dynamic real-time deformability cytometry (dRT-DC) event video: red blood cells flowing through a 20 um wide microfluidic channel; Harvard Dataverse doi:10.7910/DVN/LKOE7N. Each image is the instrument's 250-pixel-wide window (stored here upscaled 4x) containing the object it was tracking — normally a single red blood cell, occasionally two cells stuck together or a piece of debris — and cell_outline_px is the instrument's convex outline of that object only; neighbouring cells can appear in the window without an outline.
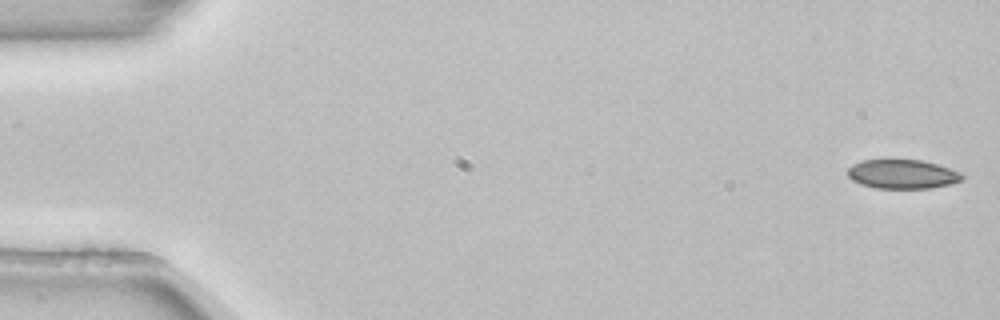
{"species": "common noctule bat (a hibernating species)", "species_latin": "Nyctalus noctula", "temperature_condition": "room temperature", "stored_images_in_passage": 4, "camera_frame_rate_fps": 3000, "um_per_image_px": 0.085, "animal": {"sex": "female", "body_mass_g": 22.7, "forearm_length_mm": 54.2}, "frame": {"image": 1, "passage_image": 1, "time_ms": 0.0, "image_size_px": [1000, 320], "cell_outline_px": [[964, 176], [960, 180], [952, 184], [928, 188], [876, 188], [860, 184], [852, 180], [848, 176], [848, 168], [852, 164], [864, 160], [884, 156], [892, 156], [920, 160], [936, 164], [960, 172]], "centroid_in_image_um": [76.63, 14.74], "position_along_channel_um": 8.4, "area_um2": 20.17}}
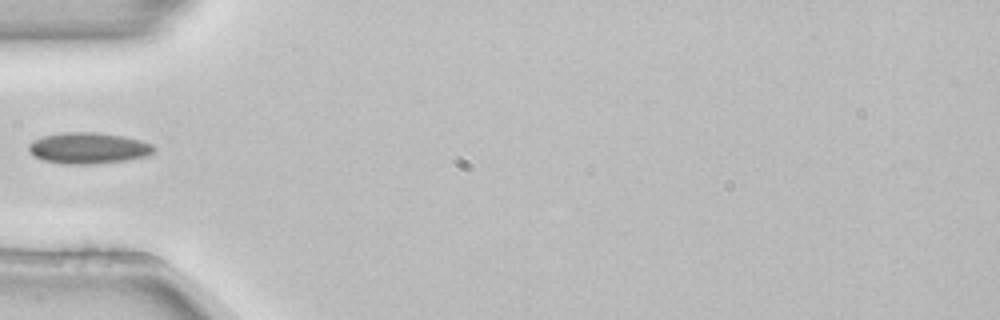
{"frame": {"image": 2, "passage_image": 4, "time_ms": 1.0, "image_size_px": [1000, 320], "cell_outline_px": [[156, 152], [148, 156], [128, 160], [92, 164], [64, 164], [44, 160], [36, 156], [28, 148], [28, 144], [32, 140], [44, 136], [64, 132], [92, 132], [124, 136], [140, 140], [152, 144], [156, 148]], "centroid_in_image_um": [7.57, 12.59], "position_along_channel_um": 77.4, "area_um2": 22.77}}